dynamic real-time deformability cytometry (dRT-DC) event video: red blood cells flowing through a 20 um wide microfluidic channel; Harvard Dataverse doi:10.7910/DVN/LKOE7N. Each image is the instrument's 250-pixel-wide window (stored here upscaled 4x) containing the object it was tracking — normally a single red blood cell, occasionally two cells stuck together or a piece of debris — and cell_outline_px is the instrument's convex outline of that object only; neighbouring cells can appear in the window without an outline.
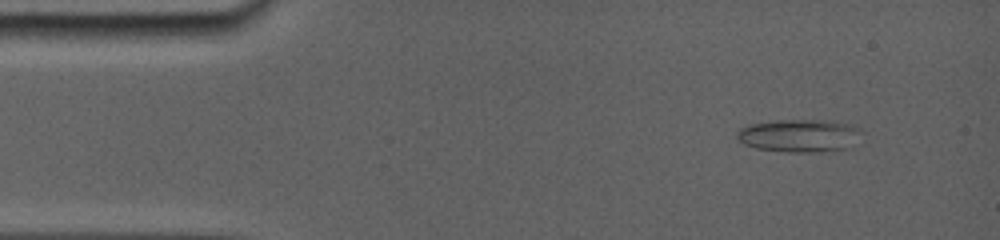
{"species": "common noctule bat (a hibernating species)", "species_latin": "Nyctalus noctula", "temperature_condition": "room temperature", "stored_images_in_passage": 30, "camera_frame_rate_fps": 5000, "um_per_image_px": 0.085, "animal": {"sex": "female", "body_mass_g": 19.0, "forearm_length_mm": 56.7}, "frame": {"image": 1, "passage_image": 5, "time_ms": 1.2, "image_size_px": [1000, 240], "cell_outline_px": [[844, 128], [824, 148], [764, 148], [752, 144], [740, 136], [740, 132], [744, 128], [756, 124], [836, 124]], "centroid_in_image_um": [67.23, 11.5], "position_along_channel_um": 17.8, "area_um2": 15.26}}
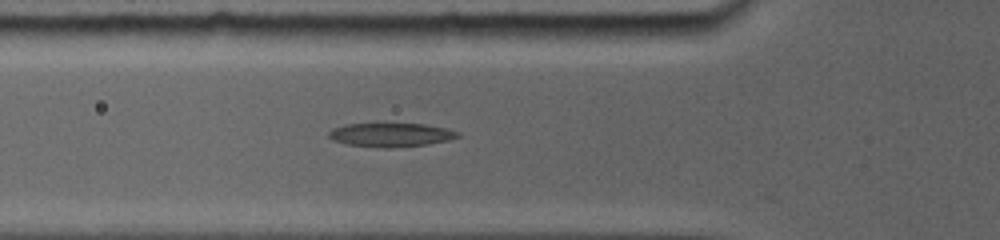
{"frame": {"image": 2, "passage_image": 23, "time_ms": 5.2, "image_size_px": [1000, 240], "cell_outline_px": [[460, 136], [448, 140], [424, 144], [348, 144], [332, 140], [328, 136], [328, 132], [336, 128], [348, 124], [420, 124], [444, 128], [456, 132]], "centroid_in_image_um": [33.2, 11.4], "position_along_channel_um": 92.6, "area_um2": 16.13}}
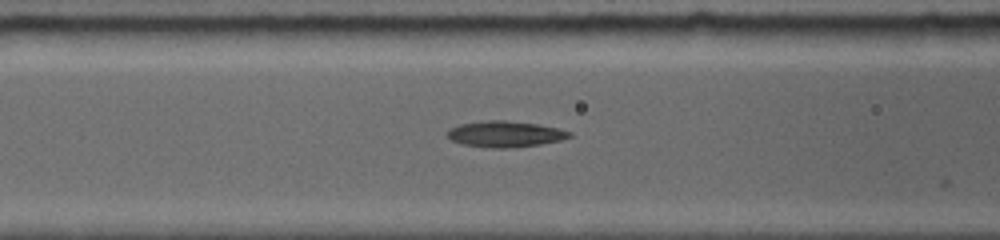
{"frame": {"image": 3, "passage_image": 29, "time_ms": 6.0, "image_size_px": [1000, 240], "cell_outline_px": [[572, 136], [560, 140], [536, 144], [504, 148], [500, 148], [464, 144], [452, 140], [448, 136], [448, 132], [452, 128], [460, 124], [488, 120], [504, 120], [536, 124], [556, 128], [572, 132]], "centroid_in_image_um": [42.95, 11.38], "position_along_channel_um": 123.6, "area_um2": 17.86}}